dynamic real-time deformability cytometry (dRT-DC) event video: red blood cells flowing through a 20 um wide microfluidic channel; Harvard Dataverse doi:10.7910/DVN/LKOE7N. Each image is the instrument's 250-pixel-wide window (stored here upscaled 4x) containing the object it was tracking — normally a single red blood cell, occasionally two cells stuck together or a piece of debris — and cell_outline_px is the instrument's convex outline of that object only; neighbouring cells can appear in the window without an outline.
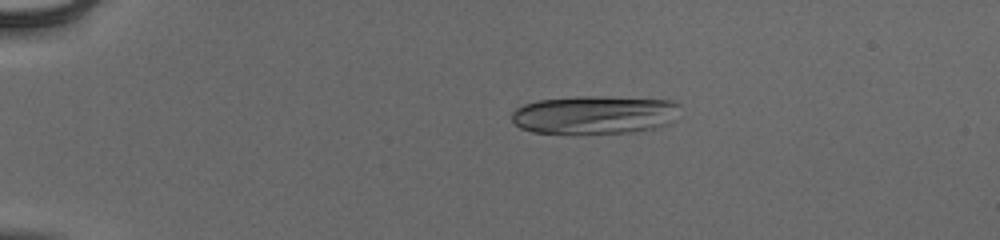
{"species": "human", "species_latin": "Homo sapiens", "temperature_condition": "cold", "stored_images_in_passage": 43, "camera_frame_rate_fps": 3000, "um_per_image_px": 0.085, "donor": {"sex": "male"}, "frame": {"image": 1, "passage_image": 2, "time_ms": 0.333, "image_size_px": [1000, 240], "cell_outline_px": [[680, 104], [668, 124], [652, 128], [628, 132], [532, 132], [520, 128], [512, 120], [512, 112], [516, 108], [524, 104], [536, 100], [576, 96], [604, 96], [672, 100]], "centroid_in_image_um": [50.48, 9.72], "position_along_channel_um": 34.5, "area_um2": 37.05}}
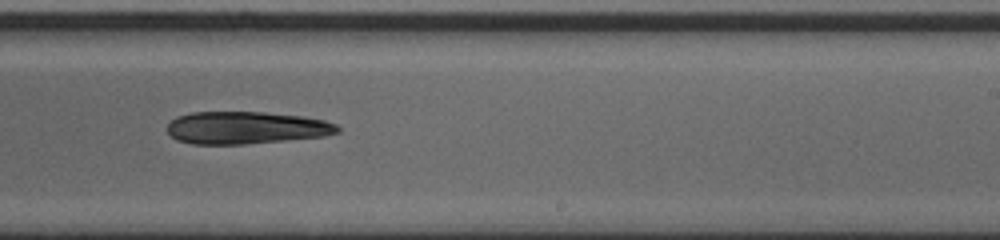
{"frame": {"image": 2, "passage_image": 25, "time_ms": 8.0, "image_size_px": [1000, 240], "cell_outline_px": [[340, 132], [324, 136], [244, 144], [192, 144], [176, 140], [168, 132], [168, 124], [176, 116], [192, 112], [264, 112], [304, 116], [324, 120], [336, 124], [340, 128]], "centroid_in_image_um": [20.92, 10.85], "position_along_channel_um": 268.1, "area_um2": 32.19}}
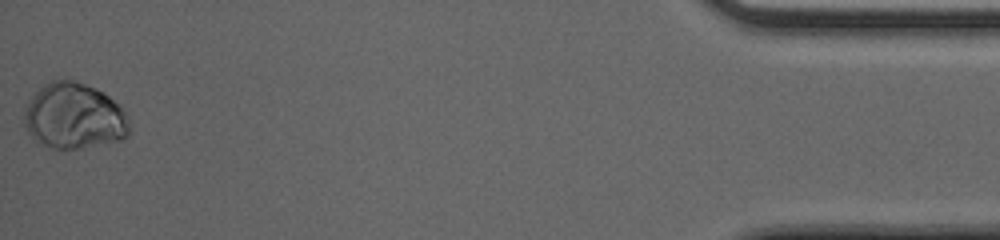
{"frame": {"image": 3, "passage_image": 43, "time_ms": 14.0, "image_size_px": [1000, 240], "cell_outline_px": [[132, 128], [128, 136], [120, 140], [80, 148], [52, 148], [36, 140], [28, 132], [24, 124], [24, 108], [32, 96], [44, 84], [52, 80], [76, 80], [96, 88], [108, 96], [124, 112]], "centroid_in_image_um": [6.3, 9.87], "position_along_channel_um": 428.9, "area_um2": 40.17}, "authors_computed_cell_mechanics": {"area_um2": 34.102, "velocity_mm_per_s": 3.9668, "shape_relaxation_time_tau1_ms": 2.6112, "shape_relaxation_time_tau2_ms": null, "deformation_change_tau1": 0.0638, "deformation_change_tau2": null}}